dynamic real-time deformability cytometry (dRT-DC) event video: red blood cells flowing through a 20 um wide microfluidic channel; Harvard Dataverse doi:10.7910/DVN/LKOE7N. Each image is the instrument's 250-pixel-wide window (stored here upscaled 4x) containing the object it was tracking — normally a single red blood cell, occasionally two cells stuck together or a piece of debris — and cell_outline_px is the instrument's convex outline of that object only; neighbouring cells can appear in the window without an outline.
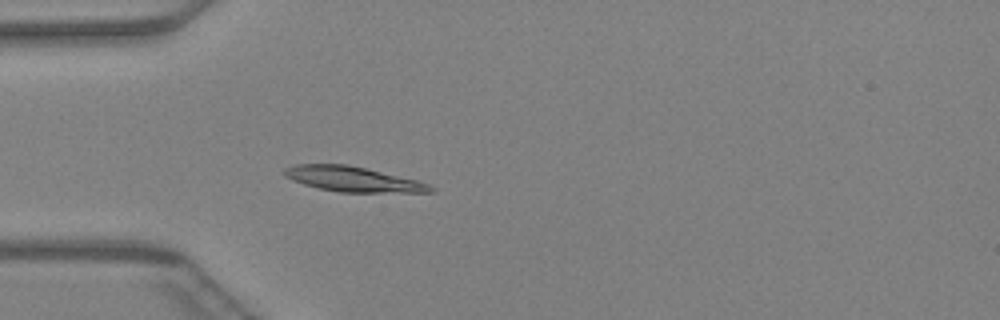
{"species": "Egyptian fruit bat (a non-hibernating species)", "species_latin": "Rousettus aegyptiacus", "temperature_condition": "warm", "stored_images_in_passage": 46, "camera_frame_rate_fps": 3000, "um_per_image_px": 0.085, "animal": {"sex": "female"}, "frame": {"image": 1, "passage_image": 13, "time_ms": 4.0, "image_size_px": [1000, 320], "cell_outline_px": [[436, 192], [340, 192], [320, 188], [304, 184], [292, 180], [284, 176], [284, 168], [296, 164], [348, 164], [416, 180], [428, 184], [436, 188]], "centroid_in_image_um": [29.99, 15.22], "position_along_channel_um": 55.0, "area_um2": 21.15}}
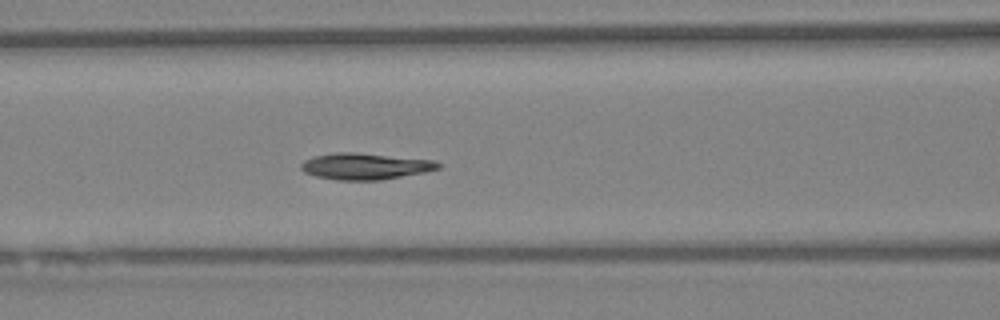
{"frame": {"image": 2, "passage_image": 19, "time_ms": 6.0, "image_size_px": [1000, 320], "cell_outline_px": [[444, 164], [440, 168], [424, 172], [380, 180], [336, 180], [316, 176], [304, 172], [300, 168], [300, 164], [304, 160], [316, 156], [336, 152], [356, 152], [436, 160]], "centroid_in_image_um": [31.07, 14.13], "position_along_channel_um": 135.5, "area_um2": 21.21}}
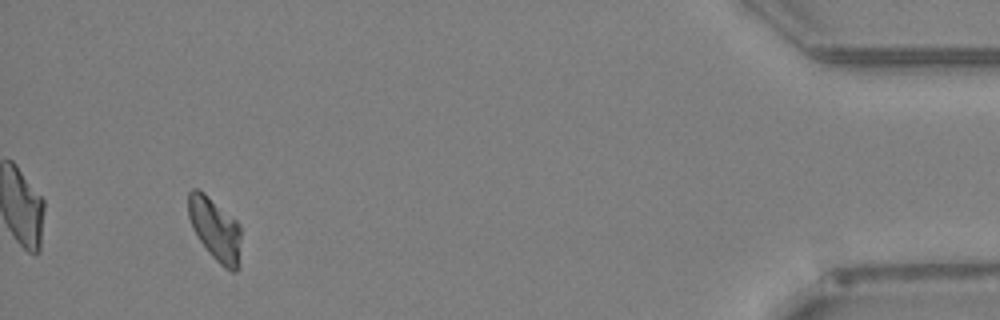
{"frame": {"image": 3, "passage_image": 43, "time_ms": 14.0, "image_size_px": [1000, 320], "cell_outline_px": [[240, 236], [236, 272], [232, 272], [224, 268], [208, 252], [192, 228], [188, 216], [188, 192], [192, 188], [196, 188], [204, 192], [236, 220], [240, 224]], "centroid_in_image_um": [18.25, 19.44], "position_along_channel_um": 417.0, "area_um2": 19.07}}